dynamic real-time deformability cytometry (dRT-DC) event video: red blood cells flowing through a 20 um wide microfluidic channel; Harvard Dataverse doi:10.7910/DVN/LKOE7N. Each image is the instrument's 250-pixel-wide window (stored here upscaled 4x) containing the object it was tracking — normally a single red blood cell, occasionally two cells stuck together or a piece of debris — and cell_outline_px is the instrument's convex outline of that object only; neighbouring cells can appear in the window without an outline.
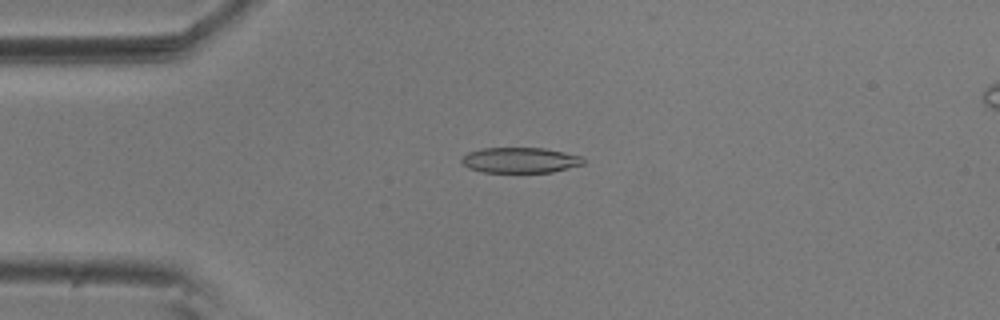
{"species": "common noctule bat (a hibernating species)", "species_latin": "Nyctalus noctula", "temperature_condition": "room temperature", "stored_images_in_passage": 56, "camera_frame_rate_fps": 3000, "um_per_image_px": 0.085, "animal": {"sex": "male", "body_mass_g": 20.5, "forearm_length_mm": 52.5}, "frame": {"image": 1, "passage_image": 13, "time_ms": 4.0, "image_size_px": [1000, 320], "cell_outline_px": [[584, 164], [552, 172], [484, 172], [468, 168], [460, 160], [468, 152], [484, 148], [544, 148], [564, 152], [580, 156], [584, 160]], "centroid_in_image_um": [44.21, 13.61], "position_along_channel_um": 40.8, "area_um2": 17.92}}
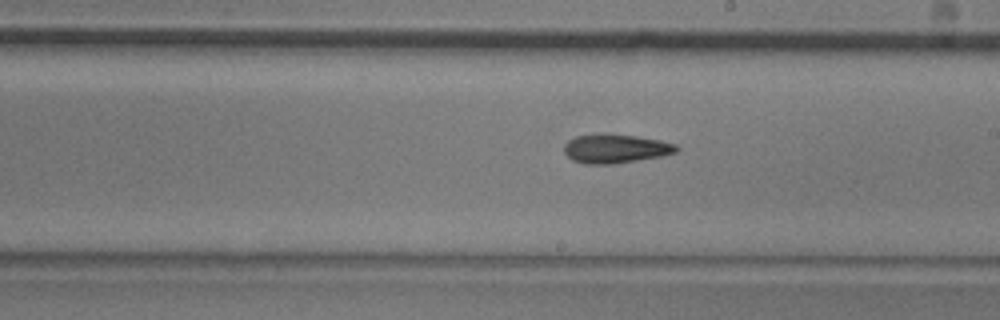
{"frame": {"image": 2, "passage_image": 31, "time_ms": 10.0, "image_size_px": [1000, 320], "cell_outline_px": [[680, 148], [676, 152], [660, 156], [616, 164], [584, 164], [572, 160], [564, 152], [564, 144], [568, 140], [576, 136], [636, 136], [660, 140], [676, 144]], "centroid_in_image_um": [52.33, 12.67], "position_along_channel_um": 236.7, "area_um2": 18.38}}
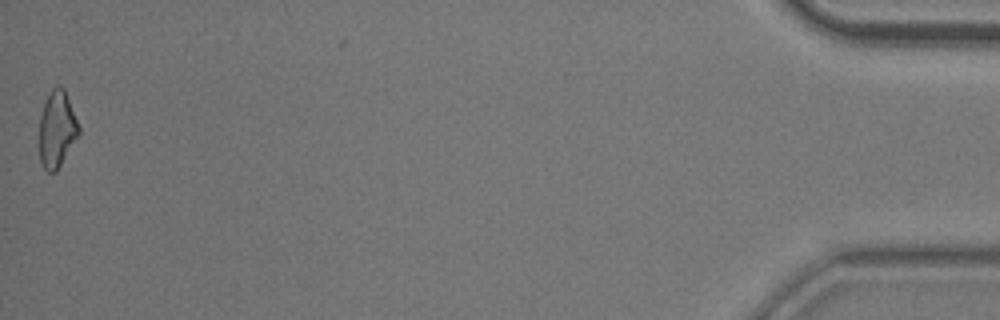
{"frame": {"image": 3, "passage_image": 55, "time_ms": 18.0, "image_size_px": [1000, 320], "cell_outline_px": [[80, 132], [56, 172], [48, 172], [44, 168], [40, 160], [40, 116], [44, 104], [52, 88], [56, 84], [60, 84], [64, 88], [80, 128]], "centroid_in_image_um": [4.84, 10.96], "position_along_channel_um": 430.4, "area_um2": 17.34}, "authors_computed_cell_mechanics": {"area_um2": 18.4382, "velocity_mm_per_s": 3.649, "shape_relaxation_time_tau1_ms": 9.8429, "shape_relaxation_time_tau2_ms": null, "deformation_change_tau1": 0.2071, "deformation_change_tau2": null}}